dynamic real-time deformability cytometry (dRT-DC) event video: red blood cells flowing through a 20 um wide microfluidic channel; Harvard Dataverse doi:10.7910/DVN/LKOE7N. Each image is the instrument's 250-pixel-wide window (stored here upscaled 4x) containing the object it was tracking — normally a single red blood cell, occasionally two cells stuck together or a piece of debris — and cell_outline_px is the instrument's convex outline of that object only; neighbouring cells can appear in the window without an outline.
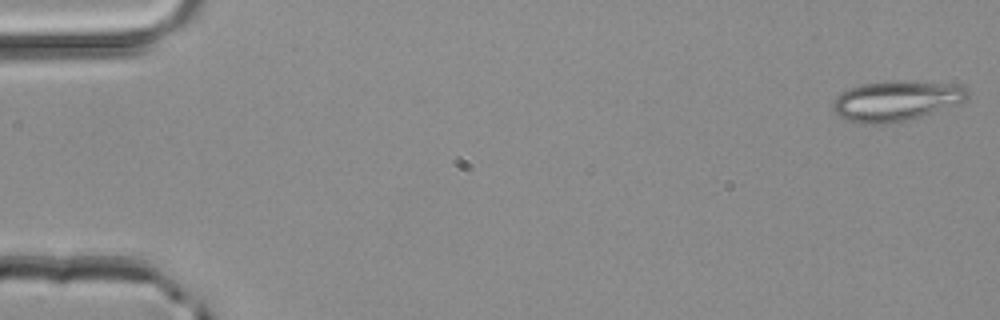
{"species": "common noctule bat (a hibernating species)", "species_latin": "Nyctalus noctula", "temperature_condition": "room temperature", "stored_images_in_passage": 5, "camera_frame_rate_fps": 3000, "um_per_image_px": 0.085, "animal": {"sex": "male", "body_mass_g": 20.4}, "frame": {"image": 1, "passage_image": 1, "time_ms": 0.0, "image_size_px": [1000, 320], "cell_outline_px": [[968, 96], [964, 100], [920, 116], [904, 120], [884, 124], [856, 124], [832, 112], [832, 104], [836, 96], [840, 92], [848, 88], [860, 84], [892, 80], [900, 80], [960, 84], [968, 88]], "centroid_in_image_um": [76.09, 8.55], "position_along_channel_um": 8.9, "area_um2": 31.62}}
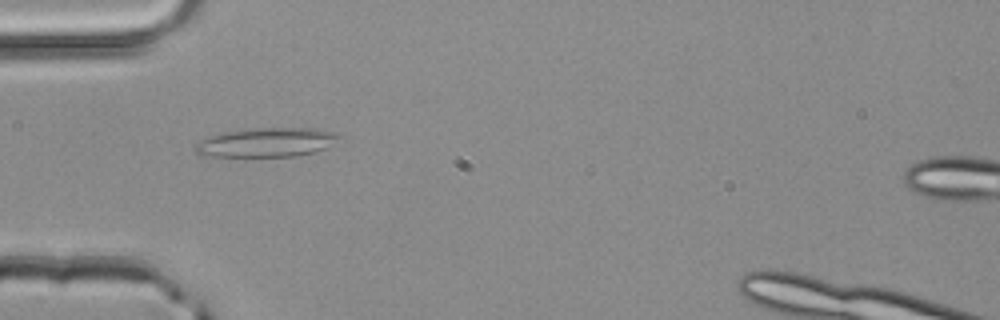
{"frame": {"image": 2, "passage_image": 4, "time_ms": 1.0, "image_size_px": [1000, 320], "cell_outline_px": [[340, 136], [324, 148], [300, 156], [200, 156], [196, 152], [196, 144], [200, 140], [224, 132], [260, 128], [316, 128], [336, 132]], "centroid_in_image_um": [22.64, 12.1], "position_along_channel_um": 62.4, "area_um2": 23.99}}
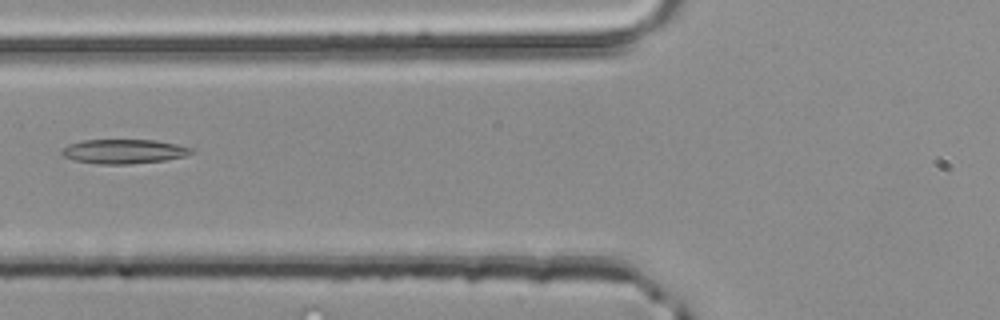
{"frame": {"image": 3, "passage_image": 5, "time_ms": 1.333, "image_size_px": [1000, 320], "cell_outline_px": [[196, 152], [184, 156], [164, 160], [128, 164], [100, 164], [76, 160], [64, 156], [60, 152], [68, 144], [84, 140], [156, 140], [176, 144], [192, 148]], "centroid_in_image_um": [10.55, 12.86], "position_along_channel_um": 115.2, "area_um2": 18.21}}